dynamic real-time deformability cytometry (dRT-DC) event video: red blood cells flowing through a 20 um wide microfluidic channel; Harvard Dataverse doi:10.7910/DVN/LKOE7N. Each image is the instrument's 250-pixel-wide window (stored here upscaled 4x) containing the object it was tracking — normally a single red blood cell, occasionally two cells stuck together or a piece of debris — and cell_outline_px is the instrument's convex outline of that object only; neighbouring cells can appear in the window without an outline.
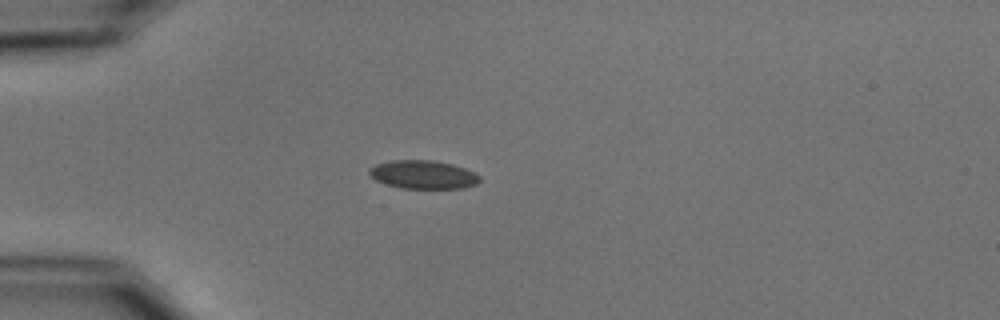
{"species": "common noctule bat (a hibernating species)", "species_latin": "Nyctalus noctula", "temperature_condition": "cold", "stored_images_in_passage": 3, "camera_frame_rate_fps": 3000, "um_per_image_px": 0.085, "animal": {"sex": "male", "body_mass_g": 15.6}, "frame": {"image": 1, "passage_image": 1, "time_ms": 0.0, "image_size_px": [1000, 320], "cell_outline_px": [[480, 180], [476, 184], [460, 188], [400, 188], [376, 180], [368, 172], [376, 164], [392, 160], [432, 160], [452, 164], [464, 168], [480, 176]], "centroid_in_image_um": [35.97, 14.83], "position_along_channel_um": 49.0, "area_um2": 17.98}}